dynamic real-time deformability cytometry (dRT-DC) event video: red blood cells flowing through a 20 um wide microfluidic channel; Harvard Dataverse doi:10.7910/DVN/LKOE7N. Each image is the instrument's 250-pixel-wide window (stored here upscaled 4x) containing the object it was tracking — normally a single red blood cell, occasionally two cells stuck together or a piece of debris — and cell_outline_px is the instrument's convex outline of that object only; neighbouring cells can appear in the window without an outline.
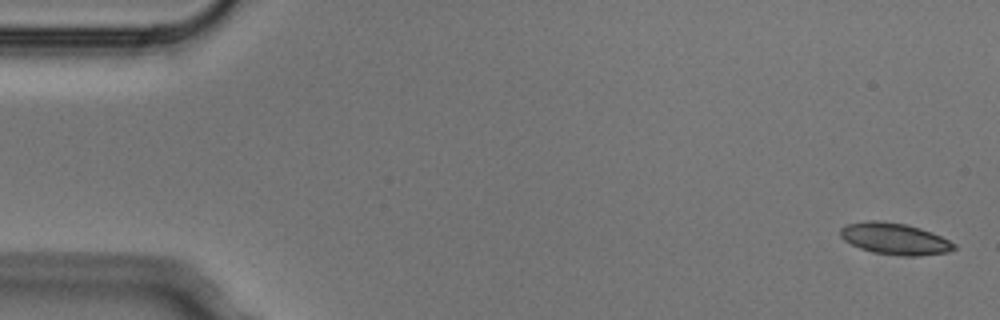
{"species": "Egyptian fruit bat (a non-hibernating species)", "species_latin": "Rousettus aegyptiacus", "temperature_condition": "cold", "stored_images_in_passage": 2, "camera_frame_rate_fps": 3000, "um_per_image_px": 0.085, "animal": {"sex": "male"}, "frame": {"image": 1, "passage_image": 1, "time_ms": 0.0, "image_size_px": [1000, 320], "cell_outline_px": [[956, 248], [948, 252], [916, 256], [900, 256], [872, 252], [860, 248], [844, 240], [840, 236], [840, 228], [848, 224], [868, 220], [876, 220], [904, 224], [920, 228], [932, 232], [956, 244]], "centroid_in_image_um": [76.05, 20.3], "position_along_channel_um": 9.0, "area_um2": 20.81}}
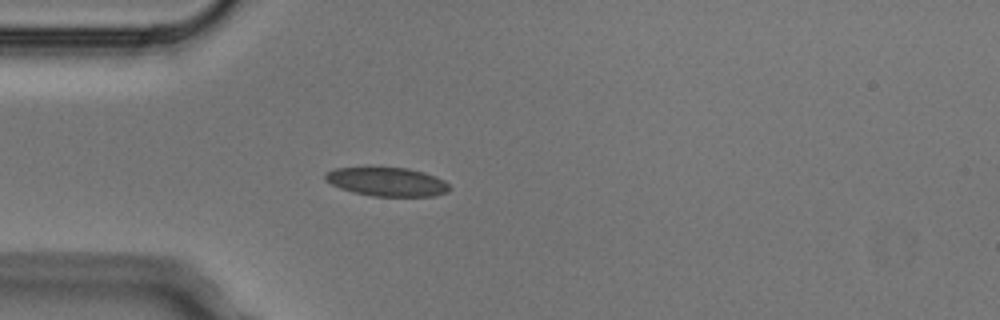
{"frame": {"image": 2, "passage_image": 2, "time_ms": 0.333, "image_size_px": [1000, 320], "cell_outline_px": [[452, 188], [448, 192], [432, 196], [372, 196], [352, 192], [340, 188], [324, 180], [324, 172], [336, 168], [364, 164], [368, 164], [408, 168], [424, 172], [436, 176], [444, 180]], "centroid_in_image_um": [32.83, 15.39], "position_along_channel_um": 52.2, "area_um2": 21.96}}